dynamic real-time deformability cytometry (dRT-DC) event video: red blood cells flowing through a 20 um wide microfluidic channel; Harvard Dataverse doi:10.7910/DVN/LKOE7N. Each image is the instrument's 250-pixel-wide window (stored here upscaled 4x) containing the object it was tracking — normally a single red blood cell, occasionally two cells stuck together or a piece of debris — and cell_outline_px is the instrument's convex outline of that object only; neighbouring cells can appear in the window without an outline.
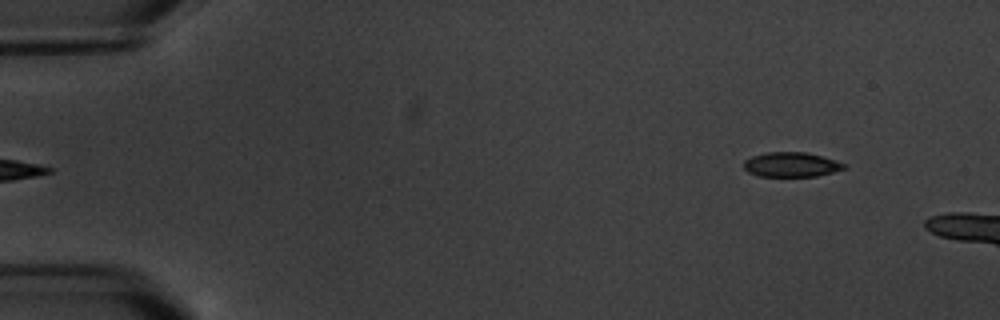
{"species": "common noctule bat (a hibernating species)", "species_latin": "Nyctalus noctula", "temperature_condition": "warm", "stored_images_in_passage": 6, "segment_of_instrument_passage": [2, 2], "camera_frame_rate_fps": 3000, "um_per_image_px": 0.085, "animal": {"sex": "male", "body_mass_g": 20.1, "forearm_length_mm": 53.5}, "frame": {"image": 1, "passage_image": 6, "time_ms": 7.0, "image_size_px": [1000, 320], "cell_outline_px": [[848, 164], [844, 168], [832, 172], [816, 176], [760, 176], [748, 172], [744, 168], [744, 160], [752, 156], [768, 152], [804, 152], [836, 160]], "centroid_in_image_um": [67.25, 13.99], "position_along_channel_um": 17.8, "area_um2": 14.28}}